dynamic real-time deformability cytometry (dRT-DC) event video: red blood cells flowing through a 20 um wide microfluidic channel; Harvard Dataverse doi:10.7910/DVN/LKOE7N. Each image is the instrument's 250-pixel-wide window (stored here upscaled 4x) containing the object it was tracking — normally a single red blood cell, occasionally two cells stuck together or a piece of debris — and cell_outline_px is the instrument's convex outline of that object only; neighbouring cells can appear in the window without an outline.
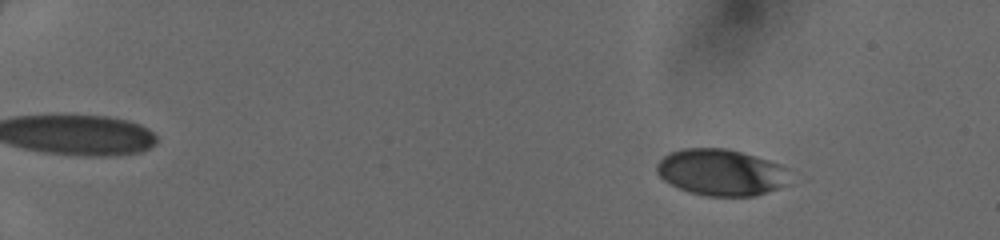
{"species": "human", "species_latin": "Homo sapiens", "temperature_condition": "cold", "stored_images_in_passage": 51, "camera_frame_rate_fps": 3000, "um_per_image_px": 0.085, "donor": {"sex": "female"}, "frame": {"image": 1, "passage_image": 8, "time_ms": 2.333, "image_size_px": [1000, 240], "cell_outline_px": [[788, 184], [780, 188], [756, 196], [708, 196], [688, 192], [664, 180], [656, 172], [656, 164], [668, 152], [680, 148], [728, 148], [768, 160], [780, 164], [788, 168]], "centroid_in_image_um": [61.3, 14.64], "position_along_channel_um": 23.7, "area_um2": 36.3}}
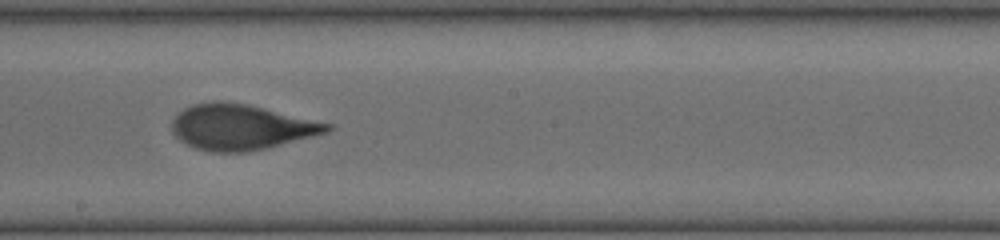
{"frame": {"image": 2, "passage_image": 32, "time_ms": 10.333, "image_size_px": [1000, 240], "cell_outline_px": [[332, 128], [328, 132], [268, 148], [248, 152], [212, 152], [196, 148], [180, 140], [172, 132], [172, 120], [184, 108], [192, 104], [216, 100], [220, 100], [248, 104], [332, 124]], "centroid_in_image_um": [20.48, 10.8], "position_along_channel_um": 227.7, "area_um2": 41.1}}
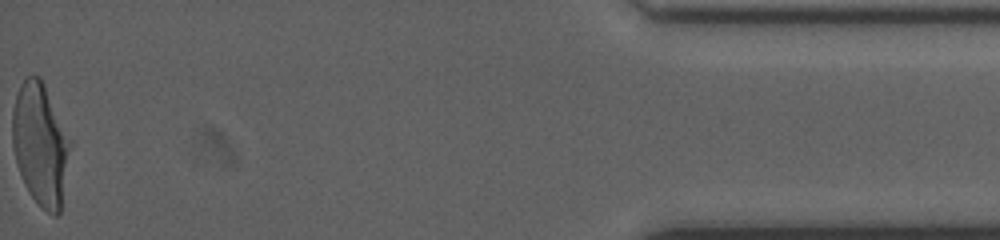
{"frame": {"image": 3, "passage_image": 51, "time_ms": 16.667, "image_size_px": [1000, 240], "cell_outline_px": [[72, 144], [60, 212], [56, 216], [52, 216], [40, 208], [28, 192], [24, 184], [16, 164], [12, 144], [12, 112], [16, 96], [20, 84], [28, 76], [40, 76], [72, 140]], "centroid_in_image_um": [3.44, 12.31], "position_along_channel_um": 431.8, "area_um2": 41.73}}